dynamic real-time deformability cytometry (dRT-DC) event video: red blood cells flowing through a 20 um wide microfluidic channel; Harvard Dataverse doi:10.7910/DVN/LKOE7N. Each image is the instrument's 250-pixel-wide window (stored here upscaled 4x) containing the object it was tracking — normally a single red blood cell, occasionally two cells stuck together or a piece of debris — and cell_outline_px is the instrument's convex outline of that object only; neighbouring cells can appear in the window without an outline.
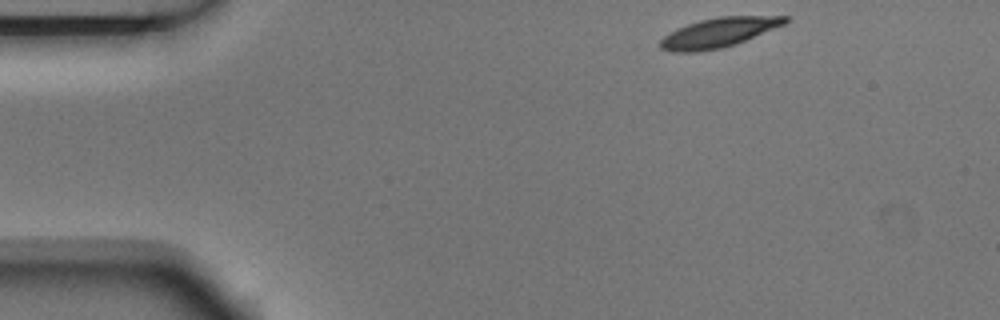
{"species": "Egyptian fruit bat (a non-hibernating species)", "species_latin": "Rousettus aegyptiacus", "temperature_condition": "room temperature", "stored_images_in_passage": 3, "camera_frame_rate_fps": 3000, "um_per_image_px": 0.085, "animal": {"sex": "male"}, "frame": {"image": 1, "passage_image": 1, "time_ms": 0.0, "image_size_px": [1000, 320], "cell_outline_px": [[792, 20], [784, 24], [736, 44], [720, 48], [696, 52], [672, 52], [660, 48], [660, 40], [668, 32], [676, 28], [700, 20], [720, 16], [792, 16]], "centroid_in_image_um": [61.09, 2.76], "position_along_channel_um": 23.9, "area_um2": 21.5}}